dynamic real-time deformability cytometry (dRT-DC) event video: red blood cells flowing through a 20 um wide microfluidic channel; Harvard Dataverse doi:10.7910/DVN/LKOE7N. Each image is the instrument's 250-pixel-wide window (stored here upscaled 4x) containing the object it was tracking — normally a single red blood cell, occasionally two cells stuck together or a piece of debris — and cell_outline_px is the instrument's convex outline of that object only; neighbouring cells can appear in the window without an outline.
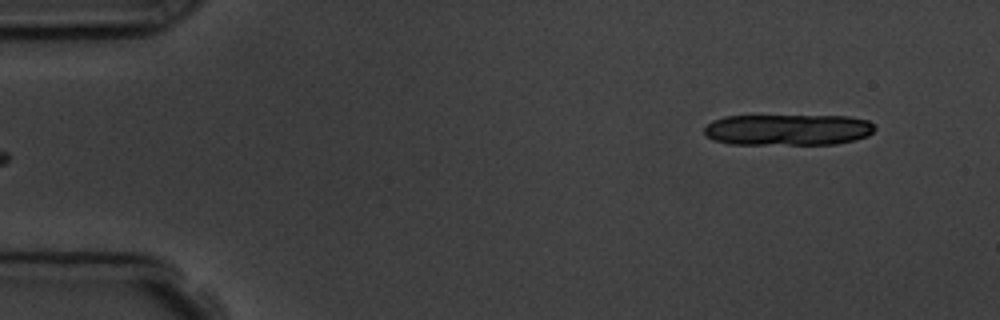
{"species": "common noctule bat (a hibernating species)", "species_latin": "Nyctalus noctula", "temperature_condition": "room temperature", "stored_images_in_passage": 5, "camera_frame_rate_fps": 3000, "um_per_image_px": 0.085, "animal": {"sex": "male", "body_mass_g": 19.5, "forearm_length_mm": 54.6}, "frame": {"image": 1, "passage_image": 5, "time_ms": 4.667, "image_size_px": [1000, 320], "cell_outline_px": [[876, 128], [868, 136], [856, 140], [836, 144], [728, 144], [712, 140], [704, 136], [704, 128], [712, 120], [724, 116], [848, 116], [868, 120]], "centroid_in_image_um": [66.95, 11.03], "position_along_channel_um": 18.1, "area_um2": 31.33}}